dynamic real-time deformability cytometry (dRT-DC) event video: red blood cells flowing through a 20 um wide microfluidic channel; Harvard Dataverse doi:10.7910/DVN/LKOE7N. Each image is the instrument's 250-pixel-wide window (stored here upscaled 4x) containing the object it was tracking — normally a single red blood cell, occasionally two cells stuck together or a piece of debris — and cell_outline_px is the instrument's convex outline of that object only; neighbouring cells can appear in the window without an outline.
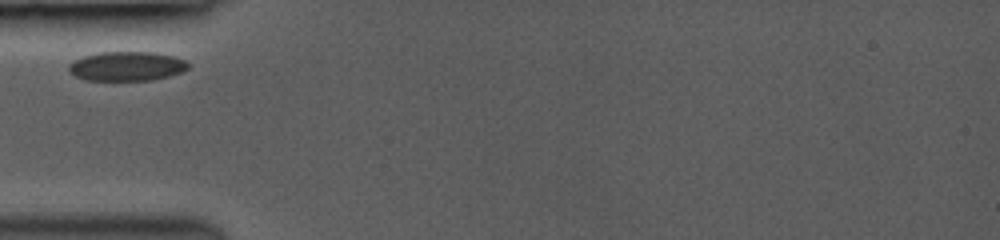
{"species": "common noctule bat (a hibernating species)", "species_latin": "Nyctalus noctula", "temperature_condition": "room temperature", "stored_images_in_passage": 9, "camera_frame_rate_fps": 3000, "um_per_image_px": 0.085, "animal": {"sex": "female", "body_mass_g": 19.0, "forearm_length_mm": 53.3}, "frame": {"image": 1, "passage_image": 1, "time_ms": 0.0, "image_size_px": [1000, 240], "cell_outline_px": [[188, 68], [180, 72], [168, 76], [152, 80], [84, 80], [68, 72], [68, 64], [84, 56], [100, 52], [152, 52], [172, 56], [184, 60], [188, 64]], "centroid_in_image_um": [10.73, 5.63], "position_along_channel_um": 74.3, "area_um2": 20.23}}
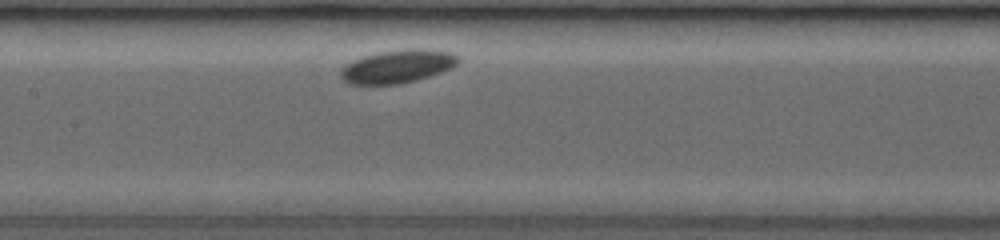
{"frame": {"image": 2, "passage_image": 4, "time_ms": 2.667, "image_size_px": [1000, 240], "cell_outline_px": [[460, 60], [452, 68], [416, 80], [400, 84], [348, 84], [340, 76], [340, 68], [344, 64], [352, 60], [364, 56], [380, 52], [412, 48], [448, 52], [460, 56]], "centroid_in_image_um": [33.75, 5.65], "position_along_channel_um": 173.6, "area_um2": 22.6}}
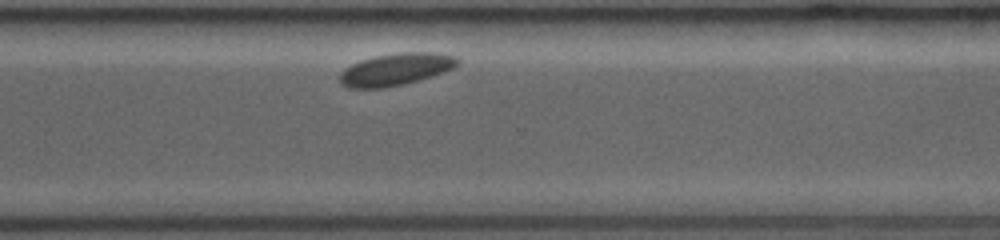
{"frame": {"image": 3, "passage_image": 9, "time_ms": 7.0, "image_size_px": [1000, 240], "cell_outline_px": [[460, 64], [444, 72], [404, 84], [384, 88], [348, 88], [340, 84], [340, 72], [344, 68], [352, 64], [376, 56], [400, 52], [436, 52], [456, 56], [460, 60]], "centroid_in_image_um": [33.66, 5.89], "position_along_channel_um": 336.9, "area_um2": 22.08}}